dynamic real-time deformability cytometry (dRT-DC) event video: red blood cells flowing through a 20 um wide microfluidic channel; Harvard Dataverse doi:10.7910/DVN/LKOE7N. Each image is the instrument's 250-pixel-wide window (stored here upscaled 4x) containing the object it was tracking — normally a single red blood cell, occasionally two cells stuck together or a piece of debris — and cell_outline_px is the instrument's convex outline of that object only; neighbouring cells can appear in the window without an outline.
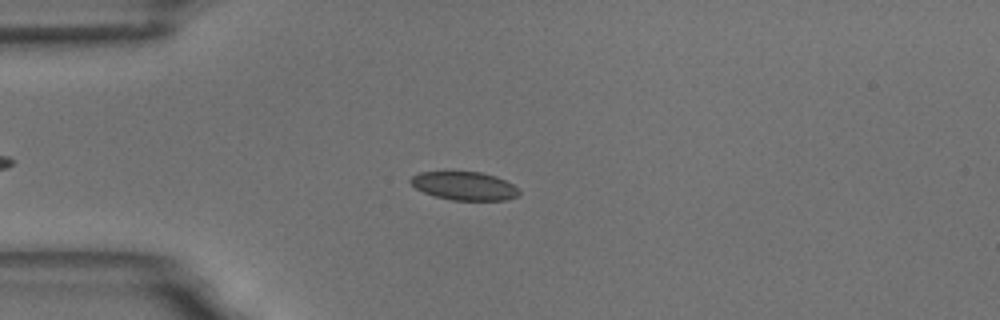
{"species": "common noctule bat (a hibernating species)", "species_latin": "Nyctalus noctula", "temperature_condition": "room temperature", "stored_images_in_passage": 54, "camera_frame_rate_fps": 3000, "um_per_image_px": 0.085, "animal": {"sex": "male", "body_mass_g": 18.8}, "frame": {"image": 1, "passage_image": 11, "time_ms": 3.333, "image_size_px": [1000, 320], "cell_outline_px": [[520, 196], [504, 200], [452, 200], [436, 196], [424, 192], [416, 188], [408, 180], [412, 176], [420, 172], [480, 172], [496, 176], [512, 184], [520, 192]], "centroid_in_image_um": [39.48, 15.8], "position_along_channel_um": 45.5, "area_um2": 17.8}}
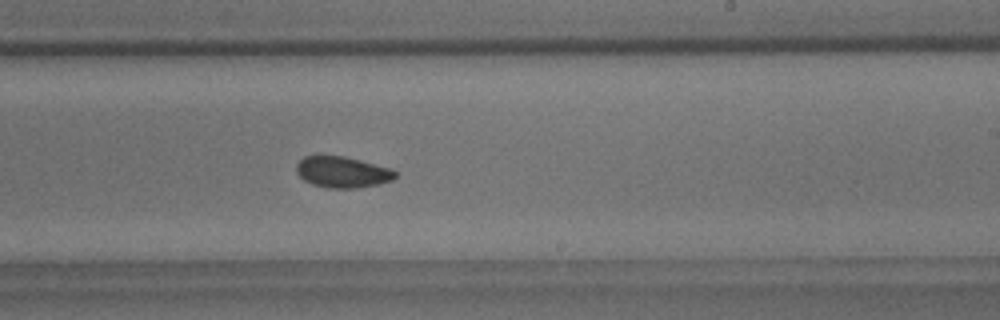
{"frame": {"image": 2, "passage_image": 31, "time_ms": 10.0, "image_size_px": [1000, 320], "cell_outline_px": [[396, 176], [392, 180], [376, 184], [356, 188], [328, 188], [312, 184], [304, 180], [296, 172], [296, 164], [304, 156], [344, 156], [392, 168], [396, 172]], "centroid_in_image_um": [29.09, 14.62], "position_along_channel_um": 259.9, "area_um2": 17.86}}
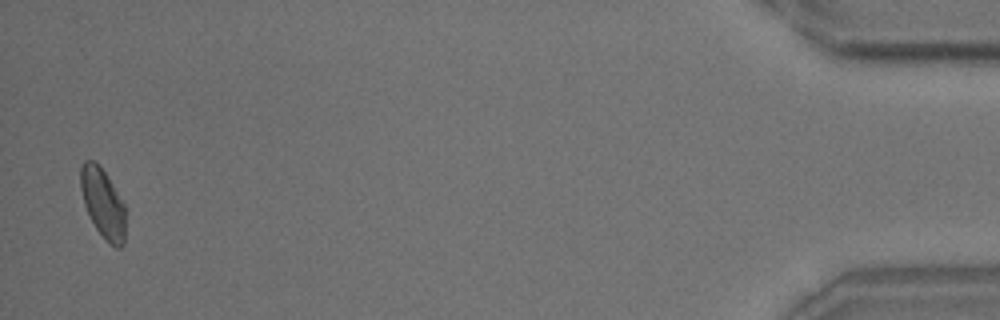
{"frame": {"image": 3, "passage_image": 53, "time_ms": 17.333, "image_size_px": [1000, 320], "cell_outline_px": [[124, 244], [120, 248], [116, 248], [108, 244], [104, 240], [96, 228], [84, 204], [80, 188], [80, 168], [84, 160], [92, 160], [104, 172], [112, 184], [124, 204]], "centroid_in_image_um": [8.73, 17.31], "position_along_channel_um": 426.5, "area_um2": 17.92}, "authors_computed_cell_mechanics": {"area_um2": 18.3226, "velocity_mm_per_s": 3.4731, "shape_relaxation_time_tau1_ms": 7.0659, "shape_relaxation_time_tau2_ms": 2.0258, "deformation_change_tau1": 0.0921, "deformation_change_tau2": 0.0629}}